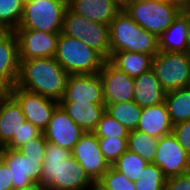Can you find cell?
Returning <instances> with one entry per match:
<instances>
[{
	"label": "cell",
	"mask_w": 190,
	"mask_h": 190,
	"mask_svg": "<svg viewBox=\"0 0 190 190\" xmlns=\"http://www.w3.org/2000/svg\"><path fill=\"white\" fill-rule=\"evenodd\" d=\"M94 183L70 150L47 142L40 182L46 190H89Z\"/></svg>",
	"instance_id": "1"
},
{
	"label": "cell",
	"mask_w": 190,
	"mask_h": 190,
	"mask_svg": "<svg viewBox=\"0 0 190 190\" xmlns=\"http://www.w3.org/2000/svg\"><path fill=\"white\" fill-rule=\"evenodd\" d=\"M19 61L17 87L58 102L62 99L69 74L54 57Z\"/></svg>",
	"instance_id": "2"
},
{
	"label": "cell",
	"mask_w": 190,
	"mask_h": 190,
	"mask_svg": "<svg viewBox=\"0 0 190 190\" xmlns=\"http://www.w3.org/2000/svg\"><path fill=\"white\" fill-rule=\"evenodd\" d=\"M110 56L118 51L148 54L159 52L158 37L137 24L123 9L109 25Z\"/></svg>",
	"instance_id": "3"
},
{
	"label": "cell",
	"mask_w": 190,
	"mask_h": 190,
	"mask_svg": "<svg viewBox=\"0 0 190 190\" xmlns=\"http://www.w3.org/2000/svg\"><path fill=\"white\" fill-rule=\"evenodd\" d=\"M184 9L176 0H129L123 10L142 28L159 37Z\"/></svg>",
	"instance_id": "4"
},
{
	"label": "cell",
	"mask_w": 190,
	"mask_h": 190,
	"mask_svg": "<svg viewBox=\"0 0 190 190\" xmlns=\"http://www.w3.org/2000/svg\"><path fill=\"white\" fill-rule=\"evenodd\" d=\"M69 74L98 73L105 60L82 41L60 33L54 57Z\"/></svg>",
	"instance_id": "5"
},
{
	"label": "cell",
	"mask_w": 190,
	"mask_h": 190,
	"mask_svg": "<svg viewBox=\"0 0 190 190\" xmlns=\"http://www.w3.org/2000/svg\"><path fill=\"white\" fill-rule=\"evenodd\" d=\"M68 0H31L24 2V12L17 29L61 33Z\"/></svg>",
	"instance_id": "6"
},
{
	"label": "cell",
	"mask_w": 190,
	"mask_h": 190,
	"mask_svg": "<svg viewBox=\"0 0 190 190\" xmlns=\"http://www.w3.org/2000/svg\"><path fill=\"white\" fill-rule=\"evenodd\" d=\"M61 33L82 41L105 61L110 59L109 25L88 20L67 8Z\"/></svg>",
	"instance_id": "7"
},
{
	"label": "cell",
	"mask_w": 190,
	"mask_h": 190,
	"mask_svg": "<svg viewBox=\"0 0 190 190\" xmlns=\"http://www.w3.org/2000/svg\"><path fill=\"white\" fill-rule=\"evenodd\" d=\"M151 69L167 92L189 87L190 53L159 51L152 59Z\"/></svg>",
	"instance_id": "8"
},
{
	"label": "cell",
	"mask_w": 190,
	"mask_h": 190,
	"mask_svg": "<svg viewBox=\"0 0 190 190\" xmlns=\"http://www.w3.org/2000/svg\"><path fill=\"white\" fill-rule=\"evenodd\" d=\"M9 95L21 107L25 120L41 132L47 128L55 108L59 105L54 99L26 91L16 85L10 87Z\"/></svg>",
	"instance_id": "9"
},
{
	"label": "cell",
	"mask_w": 190,
	"mask_h": 190,
	"mask_svg": "<svg viewBox=\"0 0 190 190\" xmlns=\"http://www.w3.org/2000/svg\"><path fill=\"white\" fill-rule=\"evenodd\" d=\"M152 163L163 171L167 179L190 172V155L180 145L173 133L159 138Z\"/></svg>",
	"instance_id": "10"
},
{
	"label": "cell",
	"mask_w": 190,
	"mask_h": 190,
	"mask_svg": "<svg viewBox=\"0 0 190 190\" xmlns=\"http://www.w3.org/2000/svg\"><path fill=\"white\" fill-rule=\"evenodd\" d=\"M0 159L12 176V190L23 189L41 182L43 164L40 159L26 158L17 149L2 147Z\"/></svg>",
	"instance_id": "11"
},
{
	"label": "cell",
	"mask_w": 190,
	"mask_h": 190,
	"mask_svg": "<svg viewBox=\"0 0 190 190\" xmlns=\"http://www.w3.org/2000/svg\"><path fill=\"white\" fill-rule=\"evenodd\" d=\"M72 156L94 182H97L111 167L101 152L94 132H84L81 135L72 150Z\"/></svg>",
	"instance_id": "12"
},
{
	"label": "cell",
	"mask_w": 190,
	"mask_h": 190,
	"mask_svg": "<svg viewBox=\"0 0 190 190\" xmlns=\"http://www.w3.org/2000/svg\"><path fill=\"white\" fill-rule=\"evenodd\" d=\"M19 60L55 57L60 33L16 29Z\"/></svg>",
	"instance_id": "13"
},
{
	"label": "cell",
	"mask_w": 190,
	"mask_h": 190,
	"mask_svg": "<svg viewBox=\"0 0 190 190\" xmlns=\"http://www.w3.org/2000/svg\"><path fill=\"white\" fill-rule=\"evenodd\" d=\"M103 84L105 106L118 102L134 101V78L119 71L109 61H105L98 72Z\"/></svg>",
	"instance_id": "14"
},
{
	"label": "cell",
	"mask_w": 190,
	"mask_h": 190,
	"mask_svg": "<svg viewBox=\"0 0 190 190\" xmlns=\"http://www.w3.org/2000/svg\"><path fill=\"white\" fill-rule=\"evenodd\" d=\"M59 102H97L105 104L103 84L99 73L71 74L62 99Z\"/></svg>",
	"instance_id": "15"
},
{
	"label": "cell",
	"mask_w": 190,
	"mask_h": 190,
	"mask_svg": "<svg viewBox=\"0 0 190 190\" xmlns=\"http://www.w3.org/2000/svg\"><path fill=\"white\" fill-rule=\"evenodd\" d=\"M83 133L84 131L68 116L60 105L55 108L47 128L43 131L47 142L71 152Z\"/></svg>",
	"instance_id": "16"
},
{
	"label": "cell",
	"mask_w": 190,
	"mask_h": 190,
	"mask_svg": "<svg viewBox=\"0 0 190 190\" xmlns=\"http://www.w3.org/2000/svg\"><path fill=\"white\" fill-rule=\"evenodd\" d=\"M68 8L88 20L110 25L123 6L116 0H68Z\"/></svg>",
	"instance_id": "17"
},
{
	"label": "cell",
	"mask_w": 190,
	"mask_h": 190,
	"mask_svg": "<svg viewBox=\"0 0 190 190\" xmlns=\"http://www.w3.org/2000/svg\"><path fill=\"white\" fill-rule=\"evenodd\" d=\"M18 39L14 31H5L0 36V77L11 87L19 76Z\"/></svg>",
	"instance_id": "18"
},
{
	"label": "cell",
	"mask_w": 190,
	"mask_h": 190,
	"mask_svg": "<svg viewBox=\"0 0 190 190\" xmlns=\"http://www.w3.org/2000/svg\"><path fill=\"white\" fill-rule=\"evenodd\" d=\"M137 130L148 135L161 138L173 131V124L170 120L165 102L143 107Z\"/></svg>",
	"instance_id": "19"
},
{
	"label": "cell",
	"mask_w": 190,
	"mask_h": 190,
	"mask_svg": "<svg viewBox=\"0 0 190 190\" xmlns=\"http://www.w3.org/2000/svg\"><path fill=\"white\" fill-rule=\"evenodd\" d=\"M189 11L183 9L167 30L158 37L159 51L188 52Z\"/></svg>",
	"instance_id": "20"
},
{
	"label": "cell",
	"mask_w": 190,
	"mask_h": 190,
	"mask_svg": "<svg viewBox=\"0 0 190 190\" xmlns=\"http://www.w3.org/2000/svg\"><path fill=\"white\" fill-rule=\"evenodd\" d=\"M134 101L141 107L165 102L167 91L160 84L152 69L134 78Z\"/></svg>",
	"instance_id": "21"
},
{
	"label": "cell",
	"mask_w": 190,
	"mask_h": 190,
	"mask_svg": "<svg viewBox=\"0 0 190 190\" xmlns=\"http://www.w3.org/2000/svg\"><path fill=\"white\" fill-rule=\"evenodd\" d=\"M59 105L84 132H93L105 112V104L97 102H59Z\"/></svg>",
	"instance_id": "22"
},
{
	"label": "cell",
	"mask_w": 190,
	"mask_h": 190,
	"mask_svg": "<svg viewBox=\"0 0 190 190\" xmlns=\"http://www.w3.org/2000/svg\"><path fill=\"white\" fill-rule=\"evenodd\" d=\"M25 122L21 107L10 95L0 99V146L5 147Z\"/></svg>",
	"instance_id": "23"
},
{
	"label": "cell",
	"mask_w": 190,
	"mask_h": 190,
	"mask_svg": "<svg viewBox=\"0 0 190 190\" xmlns=\"http://www.w3.org/2000/svg\"><path fill=\"white\" fill-rule=\"evenodd\" d=\"M152 59L148 54L118 51L114 52L108 61L119 71L135 78L151 69Z\"/></svg>",
	"instance_id": "24"
},
{
	"label": "cell",
	"mask_w": 190,
	"mask_h": 190,
	"mask_svg": "<svg viewBox=\"0 0 190 190\" xmlns=\"http://www.w3.org/2000/svg\"><path fill=\"white\" fill-rule=\"evenodd\" d=\"M173 125L190 120V87L168 91L165 98Z\"/></svg>",
	"instance_id": "25"
},
{
	"label": "cell",
	"mask_w": 190,
	"mask_h": 190,
	"mask_svg": "<svg viewBox=\"0 0 190 190\" xmlns=\"http://www.w3.org/2000/svg\"><path fill=\"white\" fill-rule=\"evenodd\" d=\"M105 111L128 131L136 130L142 108L135 101L107 104Z\"/></svg>",
	"instance_id": "26"
},
{
	"label": "cell",
	"mask_w": 190,
	"mask_h": 190,
	"mask_svg": "<svg viewBox=\"0 0 190 190\" xmlns=\"http://www.w3.org/2000/svg\"><path fill=\"white\" fill-rule=\"evenodd\" d=\"M159 138L144 132L131 130L128 133V150L135 152L141 158L152 163L158 147Z\"/></svg>",
	"instance_id": "27"
},
{
	"label": "cell",
	"mask_w": 190,
	"mask_h": 190,
	"mask_svg": "<svg viewBox=\"0 0 190 190\" xmlns=\"http://www.w3.org/2000/svg\"><path fill=\"white\" fill-rule=\"evenodd\" d=\"M149 162L135 152L126 150L112 165L129 180L135 182L141 178L144 168Z\"/></svg>",
	"instance_id": "28"
},
{
	"label": "cell",
	"mask_w": 190,
	"mask_h": 190,
	"mask_svg": "<svg viewBox=\"0 0 190 190\" xmlns=\"http://www.w3.org/2000/svg\"><path fill=\"white\" fill-rule=\"evenodd\" d=\"M24 0H0V26L6 31H15L22 19Z\"/></svg>",
	"instance_id": "29"
},
{
	"label": "cell",
	"mask_w": 190,
	"mask_h": 190,
	"mask_svg": "<svg viewBox=\"0 0 190 190\" xmlns=\"http://www.w3.org/2000/svg\"><path fill=\"white\" fill-rule=\"evenodd\" d=\"M166 181L163 171L156 164L149 163L141 178L134 183L136 190H165Z\"/></svg>",
	"instance_id": "30"
},
{
	"label": "cell",
	"mask_w": 190,
	"mask_h": 190,
	"mask_svg": "<svg viewBox=\"0 0 190 190\" xmlns=\"http://www.w3.org/2000/svg\"><path fill=\"white\" fill-rule=\"evenodd\" d=\"M97 138H128L129 131L106 111L102 114L96 129Z\"/></svg>",
	"instance_id": "31"
},
{
	"label": "cell",
	"mask_w": 190,
	"mask_h": 190,
	"mask_svg": "<svg viewBox=\"0 0 190 190\" xmlns=\"http://www.w3.org/2000/svg\"><path fill=\"white\" fill-rule=\"evenodd\" d=\"M97 183L105 190H136L135 183L117 171L112 165Z\"/></svg>",
	"instance_id": "32"
},
{
	"label": "cell",
	"mask_w": 190,
	"mask_h": 190,
	"mask_svg": "<svg viewBox=\"0 0 190 190\" xmlns=\"http://www.w3.org/2000/svg\"><path fill=\"white\" fill-rule=\"evenodd\" d=\"M100 149L110 165L128 150L127 138H98Z\"/></svg>",
	"instance_id": "33"
},
{
	"label": "cell",
	"mask_w": 190,
	"mask_h": 190,
	"mask_svg": "<svg viewBox=\"0 0 190 190\" xmlns=\"http://www.w3.org/2000/svg\"><path fill=\"white\" fill-rule=\"evenodd\" d=\"M47 140L43 132L37 137L23 144L17 150L26 158L40 159V163H44L45 148Z\"/></svg>",
	"instance_id": "34"
},
{
	"label": "cell",
	"mask_w": 190,
	"mask_h": 190,
	"mask_svg": "<svg viewBox=\"0 0 190 190\" xmlns=\"http://www.w3.org/2000/svg\"><path fill=\"white\" fill-rule=\"evenodd\" d=\"M42 132L30 122H25L21 129L13 136V139L5 146L6 148L18 149L23 144L37 138Z\"/></svg>",
	"instance_id": "35"
},
{
	"label": "cell",
	"mask_w": 190,
	"mask_h": 190,
	"mask_svg": "<svg viewBox=\"0 0 190 190\" xmlns=\"http://www.w3.org/2000/svg\"><path fill=\"white\" fill-rule=\"evenodd\" d=\"M172 133L175 135L180 145L190 155V120L173 125Z\"/></svg>",
	"instance_id": "36"
},
{
	"label": "cell",
	"mask_w": 190,
	"mask_h": 190,
	"mask_svg": "<svg viewBox=\"0 0 190 190\" xmlns=\"http://www.w3.org/2000/svg\"><path fill=\"white\" fill-rule=\"evenodd\" d=\"M165 190H190V172L168 178Z\"/></svg>",
	"instance_id": "37"
},
{
	"label": "cell",
	"mask_w": 190,
	"mask_h": 190,
	"mask_svg": "<svg viewBox=\"0 0 190 190\" xmlns=\"http://www.w3.org/2000/svg\"><path fill=\"white\" fill-rule=\"evenodd\" d=\"M6 164L0 159V190H12V176Z\"/></svg>",
	"instance_id": "38"
},
{
	"label": "cell",
	"mask_w": 190,
	"mask_h": 190,
	"mask_svg": "<svg viewBox=\"0 0 190 190\" xmlns=\"http://www.w3.org/2000/svg\"><path fill=\"white\" fill-rule=\"evenodd\" d=\"M10 86L0 77V99L9 95Z\"/></svg>",
	"instance_id": "39"
},
{
	"label": "cell",
	"mask_w": 190,
	"mask_h": 190,
	"mask_svg": "<svg viewBox=\"0 0 190 190\" xmlns=\"http://www.w3.org/2000/svg\"><path fill=\"white\" fill-rule=\"evenodd\" d=\"M18 190H46V188L42 186L40 183H34L29 187L18 189Z\"/></svg>",
	"instance_id": "40"
},
{
	"label": "cell",
	"mask_w": 190,
	"mask_h": 190,
	"mask_svg": "<svg viewBox=\"0 0 190 190\" xmlns=\"http://www.w3.org/2000/svg\"><path fill=\"white\" fill-rule=\"evenodd\" d=\"M89 190H105L103 187H101L97 182H95Z\"/></svg>",
	"instance_id": "41"
},
{
	"label": "cell",
	"mask_w": 190,
	"mask_h": 190,
	"mask_svg": "<svg viewBox=\"0 0 190 190\" xmlns=\"http://www.w3.org/2000/svg\"><path fill=\"white\" fill-rule=\"evenodd\" d=\"M188 52L190 53V11H189V29H188Z\"/></svg>",
	"instance_id": "42"
},
{
	"label": "cell",
	"mask_w": 190,
	"mask_h": 190,
	"mask_svg": "<svg viewBox=\"0 0 190 190\" xmlns=\"http://www.w3.org/2000/svg\"><path fill=\"white\" fill-rule=\"evenodd\" d=\"M184 9L190 11V0H188V2L184 5Z\"/></svg>",
	"instance_id": "43"
},
{
	"label": "cell",
	"mask_w": 190,
	"mask_h": 190,
	"mask_svg": "<svg viewBox=\"0 0 190 190\" xmlns=\"http://www.w3.org/2000/svg\"><path fill=\"white\" fill-rule=\"evenodd\" d=\"M116 1L119 2L123 6L129 0H116Z\"/></svg>",
	"instance_id": "44"
},
{
	"label": "cell",
	"mask_w": 190,
	"mask_h": 190,
	"mask_svg": "<svg viewBox=\"0 0 190 190\" xmlns=\"http://www.w3.org/2000/svg\"><path fill=\"white\" fill-rule=\"evenodd\" d=\"M176 1H179V2L182 3L183 5H185V4L188 2V0H176Z\"/></svg>",
	"instance_id": "45"
},
{
	"label": "cell",
	"mask_w": 190,
	"mask_h": 190,
	"mask_svg": "<svg viewBox=\"0 0 190 190\" xmlns=\"http://www.w3.org/2000/svg\"><path fill=\"white\" fill-rule=\"evenodd\" d=\"M6 30H4L1 26H0V36L5 32Z\"/></svg>",
	"instance_id": "46"
}]
</instances>
